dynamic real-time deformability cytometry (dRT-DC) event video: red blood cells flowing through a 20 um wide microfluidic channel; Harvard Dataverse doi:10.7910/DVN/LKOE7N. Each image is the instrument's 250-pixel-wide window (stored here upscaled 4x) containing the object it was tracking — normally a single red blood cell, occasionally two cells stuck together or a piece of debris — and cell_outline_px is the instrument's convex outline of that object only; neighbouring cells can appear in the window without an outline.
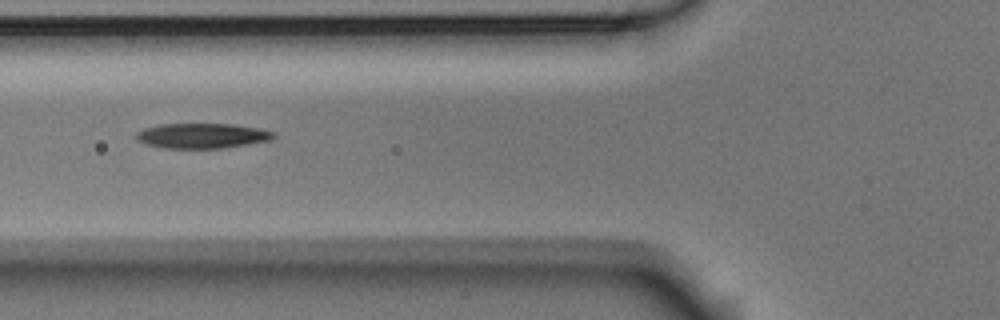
{"species": "Egyptian fruit bat (a non-hibernating species)", "species_latin": "Rousettus aegyptiacus", "temperature_condition": "room temperature", "stored_images_in_passage": 9, "segment_of_instrument_passage": [2, 2], "camera_frame_rate_fps": 3000, "um_per_image_px": 0.085, "animal": {"sex": "male"}, "frame": {"image": 1, "passage_image": 4, "time_ms": 1.0, "image_size_px": [1000, 320], "cell_outline_px": [[276, 136], [272, 140], [248, 144], [220, 148], [164, 148], [148, 144], [136, 140], [136, 132], [144, 128], [160, 124], [232, 124], [260, 128], [276, 132]], "centroid_in_image_um": [17.21, 11.53], "position_along_channel_um": 108.6, "area_um2": 20.11}}
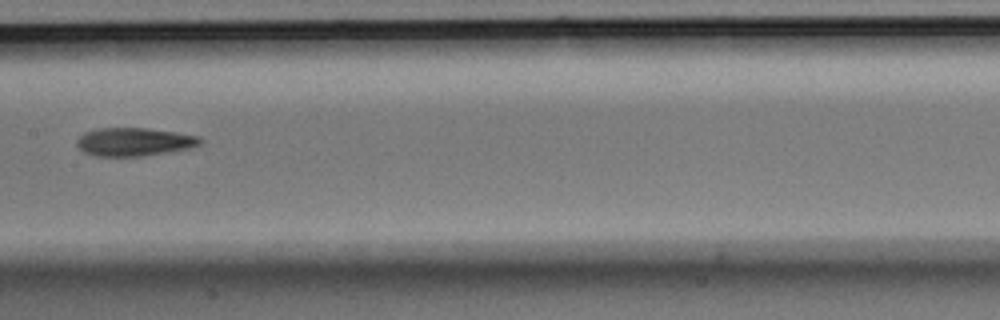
{"frame": {"image": 2, "passage_image": 6, "time_ms": 1.667, "image_size_px": [1000, 320], "cell_outline_px": [[204, 140], [200, 144], [184, 148], [144, 156], [96, 156], [84, 152], [76, 144], [76, 140], [84, 132], [96, 128], [144, 128], [200, 136]], "centroid_in_image_um": [11.34, 12.05], "position_along_channel_um": 196.1, "area_um2": 20.0}}
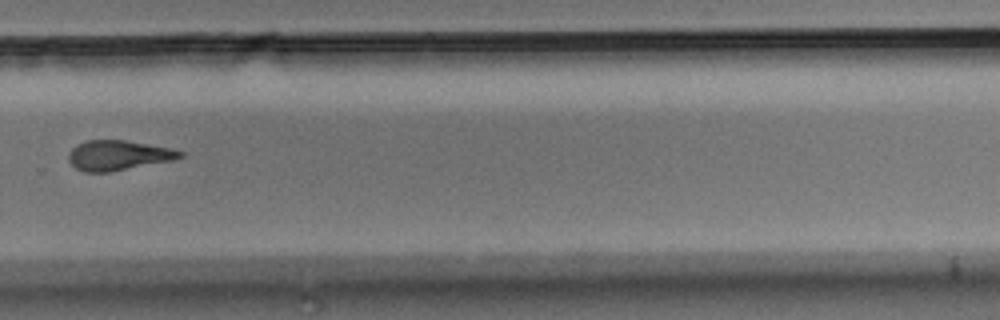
{"frame": {"image": 3, "passage_image": 9, "time_ms": 2.667, "image_size_px": [1000, 320], "cell_outline_px": [[184, 156], [172, 160], [108, 172], [84, 172], [76, 168], [68, 160], [68, 152], [76, 144], [88, 140], [124, 140], [172, 148], [184, 152]], "centroid_in_image_um": [10.03, 13.19], "position_along_channel_um": 319.8, "area_um2": 19.36}}